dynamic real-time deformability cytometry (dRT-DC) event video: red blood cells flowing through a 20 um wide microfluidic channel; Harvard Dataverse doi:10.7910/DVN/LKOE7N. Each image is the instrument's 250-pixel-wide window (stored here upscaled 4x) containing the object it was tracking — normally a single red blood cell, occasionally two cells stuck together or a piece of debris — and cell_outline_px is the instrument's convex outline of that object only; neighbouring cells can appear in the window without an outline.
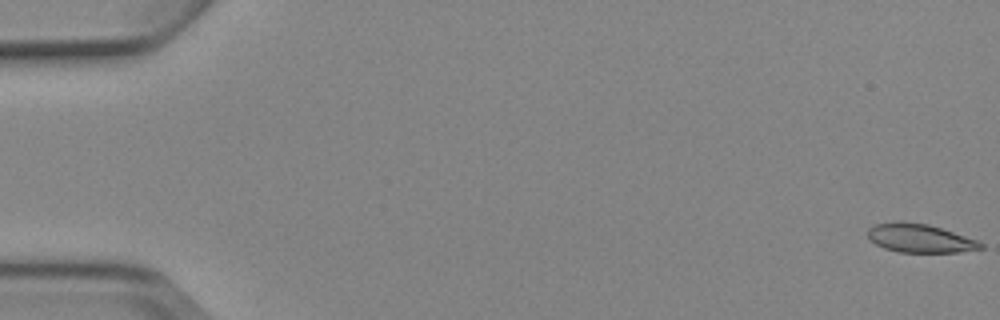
{"species": "Egyptian fruit bat (a non-hibernating species)", "species_latin": "Rousettus aegyptiacus", "temperature_condition": "cold", "stored_images_in_passage": 8, "camera_frame_rate_fps": 3000, "um_per_image_px": 0.085, "animal": {"sex": "female"}, "frame": {"image": 1, "passage_image": 1, "time_ms": 0.0, "image_size_px": [1000, 320], "cell_outline_px": [[984, 248], [960, 252], [900, 252], [884, 248], [868, 240], [868, 228], [876, 224], [896, 220], [904, 220], [928, 224], [976, 240], [984, 244]], "centroid_in_image_um": [78.14, 20.23], "position_along_channel_um": 6.9, "area_um2": 18.9}}
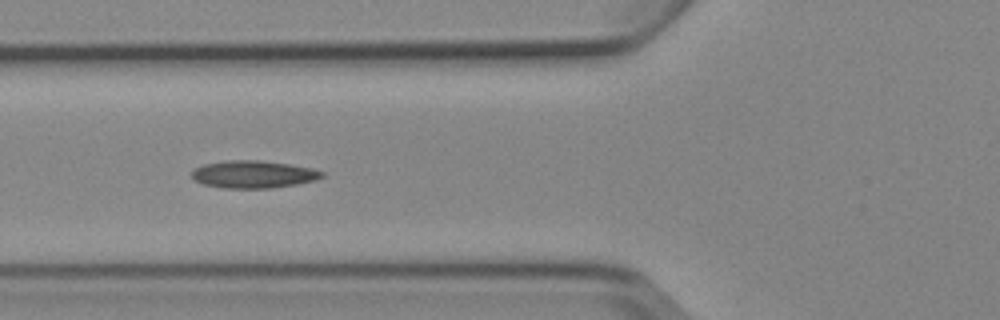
{"frame": {"image": 2, "passage_image": 6, "time_ms": 6.667, "image_size_px": [1000, 320], "cell_outline_px": [[324, 176], [316, 180], [296, 184], [272, 188], [224, 188], [204, 184], [196, 180], [192, 176], [192, 172], [196, 168], [204, 164], [228, 160], [260, 160], [288, 164], [312, 168], [324, 172]], "centroid_in_image_um": [21.57, 14.81], "position_along_channel_um": 104.2, "area_um2": 20.69}}
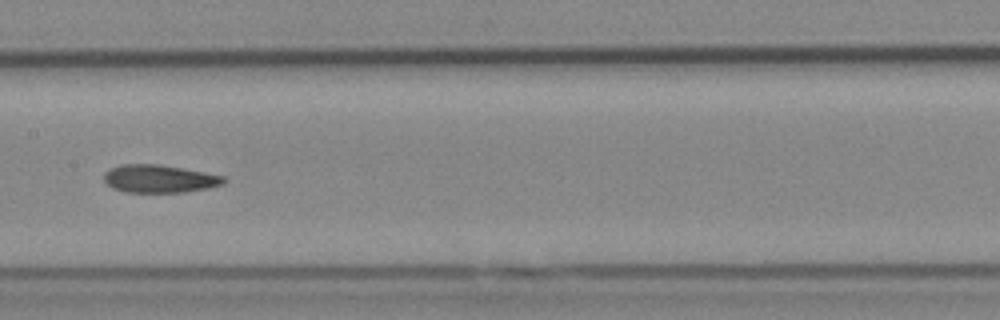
{"frame": {"image": 3, "passage_image": 8, "time_ms": 9.0, "image_size_px": [1000, 320], "cell_outline_px": [[228, 180], [224, 184], [208, 188], [184, 192], [124, 192], [112, 188], [104, 180], [104, 172], [120, 164], [160, 164], [204, 172], [224, 176]], "centroid_in_image_um": [13.56, 15.19], "position_along_channel_um": 193.8, "area_um2": 19.54}}